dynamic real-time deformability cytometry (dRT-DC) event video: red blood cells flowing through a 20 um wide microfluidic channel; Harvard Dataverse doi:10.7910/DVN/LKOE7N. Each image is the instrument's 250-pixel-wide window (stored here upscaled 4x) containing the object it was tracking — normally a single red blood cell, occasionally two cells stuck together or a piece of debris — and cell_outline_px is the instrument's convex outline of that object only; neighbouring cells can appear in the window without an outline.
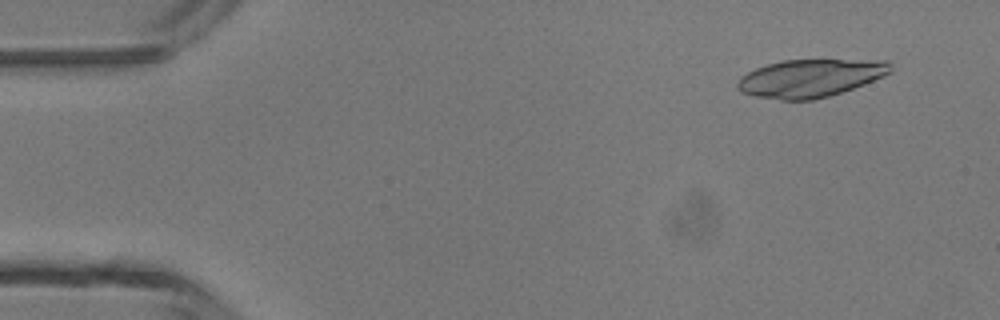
{"species": "common noctule bat (a hibernating species)", "species_latin": "Nyctalus noctula", "temperature_condition": "room temperature", "stored_images_in_passage": 47, "camera_frame_rate_fps": 3000, "um_per_image_px": 0.085, "animal": {"sex": "male", "body_mass_g": 13.3}, "frame": {"image": 1, "passage_image": 4, "time_ms": 1.0, "image_size_px": [1000, 320], "cell_outline_px": [[892, 72], [884, 76], [864, 84], [828, 96], [812, 100], [780, 100], [756, 96], [740, 92], [736, 88], [736, 84], [740, 76], [756, 68], [780, 60], [888, 60], [892, 64]], "centroid_in_image_um": [68.87, 6.64], "position_along_channel_um": 16.1, "area_um2": 33.81}}